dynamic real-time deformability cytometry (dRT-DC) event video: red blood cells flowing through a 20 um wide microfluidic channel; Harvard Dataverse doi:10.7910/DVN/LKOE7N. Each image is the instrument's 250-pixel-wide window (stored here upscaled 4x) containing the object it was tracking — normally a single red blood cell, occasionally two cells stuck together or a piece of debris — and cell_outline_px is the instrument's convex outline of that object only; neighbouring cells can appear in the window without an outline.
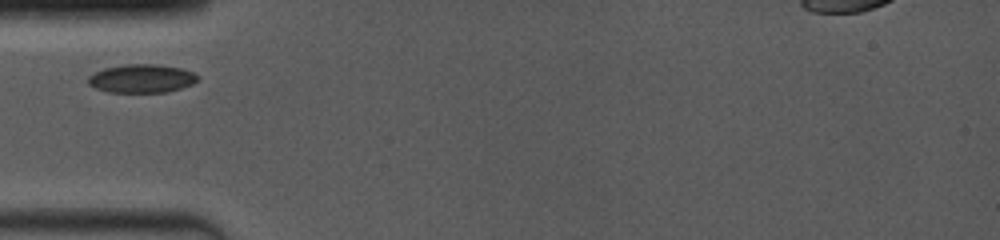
{"species": "common noctule bat (a hibernating species)", "species_latin": "Nyctalus noctula", "temperature_condition": "room temperature", "stored_images_in_passage": 31, "camera_frame_rate_fps": 4000, "um_per_image_px": 0.085, "animal": {"sex": "female", "body_mass_g": 19.0, "forearm_length_mm": 53.3}, "frame": {"image": 1, "passage_image": 1, "time_ms": 0.0, "image_size_px": [1000, 240], "cell_outline_px": [[200, 76], [192, 84], [168, 92], [108, 92], [96, 88], [88, 84], [88, 76], [104, 68], [124, 64], [156, 64], [180, 68], [192, 72]], "centroid_in_image_um": [12.03, 6.67], "position_along_channel_um": 73.0, "area_um2": 18.09}}